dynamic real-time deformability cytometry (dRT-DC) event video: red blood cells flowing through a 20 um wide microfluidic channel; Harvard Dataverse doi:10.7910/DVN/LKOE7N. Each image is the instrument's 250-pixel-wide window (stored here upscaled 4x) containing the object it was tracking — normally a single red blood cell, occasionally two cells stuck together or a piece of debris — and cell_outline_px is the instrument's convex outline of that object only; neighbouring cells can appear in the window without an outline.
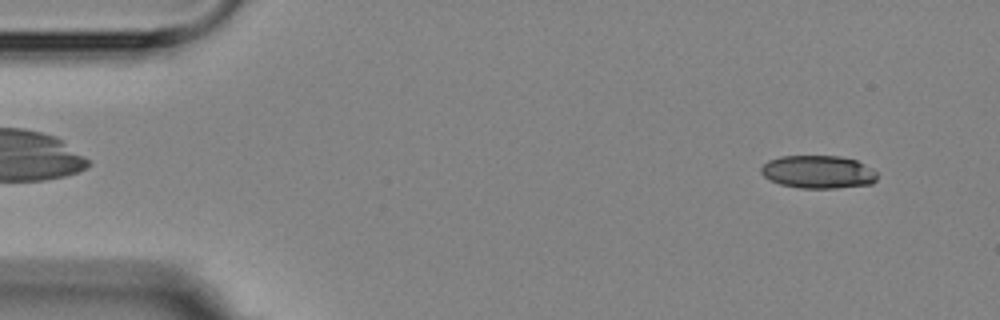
{"species": "Egyptian fruit bat (a non-hibernating species)", "species_latin": "Rousettus aegyptiacus", "temperature_condition": "room temperature", "stored_images_in_passage": 5, "segment_of_instrument_passage": [1, 2], "camera_frame_rate_fps": 3000, "um_per_image_px": 0.085, "animal": {"sex": "female"}, "frame": {"image": 1, "passage_image": 1, "time_ms": 0.0, "image_size_px": [1000, 320], "cell_outline_px": [[880, 176], [872, 184], [836, 188], [800, 188], [780, 184], [764, 176], [760, 172], [760, 168], [768, 160], [780, 156], [840, 156], [856, 160], [872, 168]], "centroid_in_image_um": [69.57, 14.61], "position_along_channel_um": 15.4, "area_um2": 22.43}}